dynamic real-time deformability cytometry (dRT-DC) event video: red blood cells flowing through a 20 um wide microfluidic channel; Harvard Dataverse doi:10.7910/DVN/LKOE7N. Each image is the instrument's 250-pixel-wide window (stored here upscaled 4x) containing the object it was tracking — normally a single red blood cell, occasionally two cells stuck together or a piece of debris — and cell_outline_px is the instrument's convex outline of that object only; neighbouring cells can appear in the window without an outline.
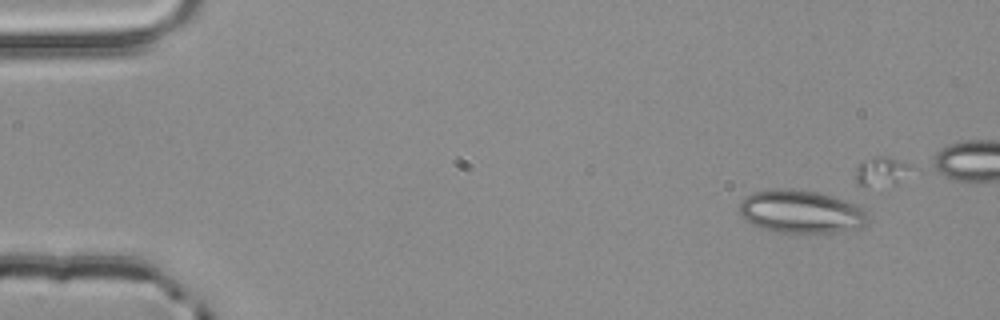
{"species": "common noctule bat (a hibernating species)", "species_latin": "Nyctalus noctula", "temperature_condition": "room temperature", "stored_images_in_passage": 6, "camera_frame_rate_fps": 3000, "um_per_image_px": 0.085, "animal": {"sex": "male", "body_mass_g": 20.4}, "frame": {"image": 1, "passage_image": 1, "time_ms": 0.0, "image_size_px": [1000, 320], "cell_outline_px": [[868, 224], [860, 228], [832, 232], [780, 232], [760, 228], [752, 224], [740, 212], [740, 200], [756, 192], [784, 188], [792, 188], [816, 192], [844, 200], [856, 204], [864, 208], [868, 220]], "centroid_in_image_um": [68.12, 17.99], "position_along_channel_um": 16.9, "area_um2": 31.79}}